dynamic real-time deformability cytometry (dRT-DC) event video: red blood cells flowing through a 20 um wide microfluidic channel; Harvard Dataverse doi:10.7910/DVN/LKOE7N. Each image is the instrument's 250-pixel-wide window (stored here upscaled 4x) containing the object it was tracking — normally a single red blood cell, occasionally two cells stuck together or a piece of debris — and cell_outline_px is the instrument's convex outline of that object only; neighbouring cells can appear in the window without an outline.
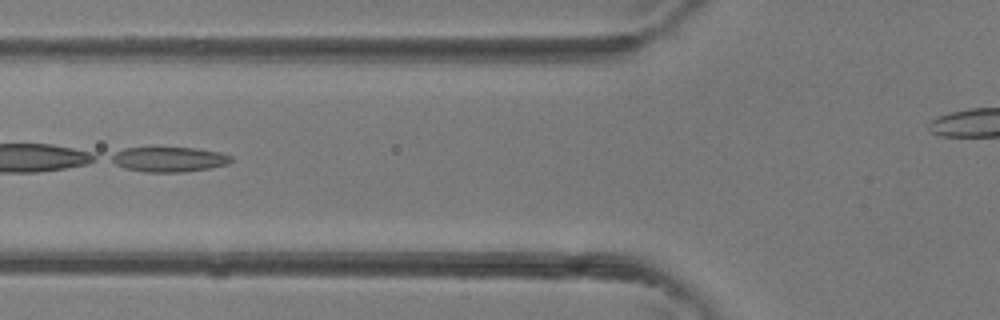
{"species": "common noctule bat (a hibernating species)", "species_latin": "Nyctalus noctula", "temperature_condition": "room temperature", "stored_images_in_passage": 5, "camera_frame_rate_fps": 3000, "um_per_image_px": 0.085, "animal": {"sex": "female"}, "frame": {"image": 1, "passage_image": 5, "time_ms": 1.333, "image_size_px": [1000, 320], "cell_outline_px": [[232, 160], [228, 164], [208, 168], [184, 172], [144, 172], [124, 168], [108, 160], [108, 156], [124, 148], [192, 148], [220, 152], [232, 156]], "centroid_in_image_um": [14.32, 13.55], "position_along_channel_um": 111.5, "area_um2": 17.4}}